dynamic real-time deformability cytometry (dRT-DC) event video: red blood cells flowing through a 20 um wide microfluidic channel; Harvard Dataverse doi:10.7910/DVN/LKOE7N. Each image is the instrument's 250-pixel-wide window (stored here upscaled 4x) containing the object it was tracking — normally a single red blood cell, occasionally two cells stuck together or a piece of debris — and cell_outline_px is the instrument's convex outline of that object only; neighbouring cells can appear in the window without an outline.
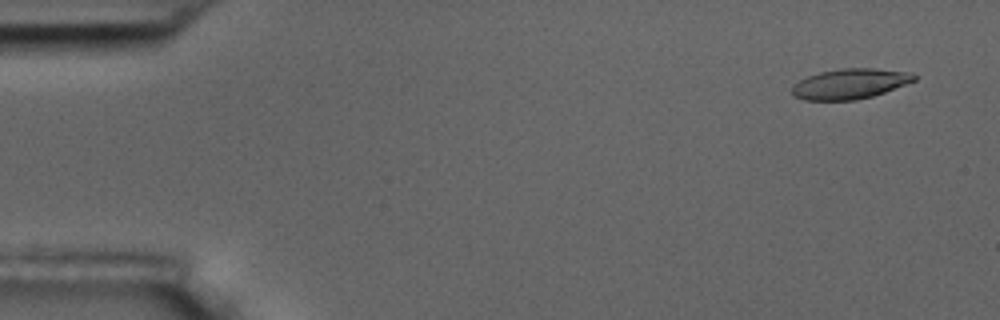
{"species": "common noctule bat (a hibernating species)", "species_latin": "Nyctalus noctula", "temperature_condition": "room temperature", "stored_images_in_passage": 30, "camera_frame_rate_fps": 3000, "um_per_image_px": 0.085, "animal": {"sex": "male", "body_mass_g": 17.5, "forearm_length_mm": 52.3}, "frame": {"image": 1, "passage_image": 3, "time_ms": 0.667, "image_size_px": [1000, 320], "cell_outline_px": [[916, 80], [884, 92], [872, 96], [856, 100], [804, 100], [792, 96], [792, 84], [808, 76], [820, 72], [840, 68], [872, 68], [912, 72], [916, 76]], "centroid_in_image_um": [72.22, 7.12], "position_along_channel_um": 12.8, "area_um2": 21.56}}
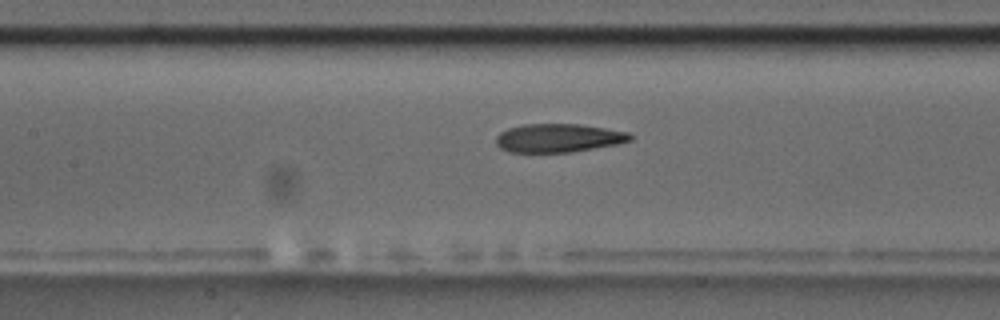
{"frame": {"image": 2, "passage_image": 25, "time_ms": 8.0, "image_size_px": [1000, 320], "cell_outline_px": [[636, 136], [632, 140], [616, 144], [572, 152], [508, 152], [500, 148], [496, 144], [496, 136], [500, 132], [508, 128], [524, 124], [580, 124], [628, 132]], "centroid_in_image_um": [47.47, 11.73], "position_along_channel_um": 159.9, "area_um2": 22.37}}
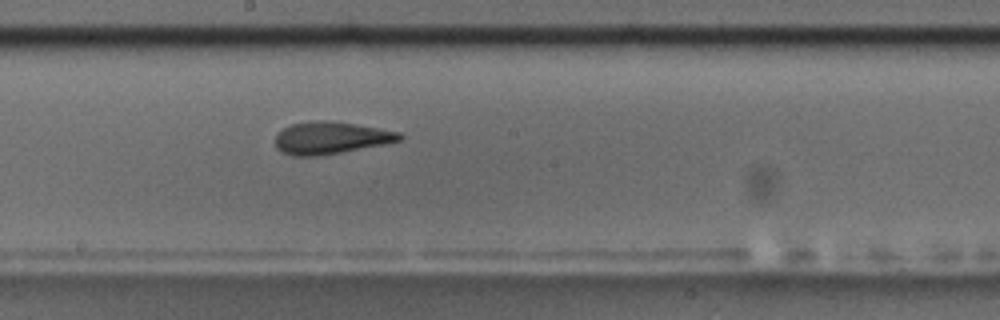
{"frame": {"image": 3, "passage_image": 30, "time_ms": 9.667, "image_size_px": [1000, 320], "cell_outline_px": [[404, 136], [400, 140], [384, 144], [320, 156], [292, 156], [280, 152], [276, 148], [276, 132], [292, 124], [316, 120], [336, 120], [400, 132]], "centroid_in_image_um": [28.09, 11.71], "position_along_channel_um": 220.1, "area_um2": 23.58}}